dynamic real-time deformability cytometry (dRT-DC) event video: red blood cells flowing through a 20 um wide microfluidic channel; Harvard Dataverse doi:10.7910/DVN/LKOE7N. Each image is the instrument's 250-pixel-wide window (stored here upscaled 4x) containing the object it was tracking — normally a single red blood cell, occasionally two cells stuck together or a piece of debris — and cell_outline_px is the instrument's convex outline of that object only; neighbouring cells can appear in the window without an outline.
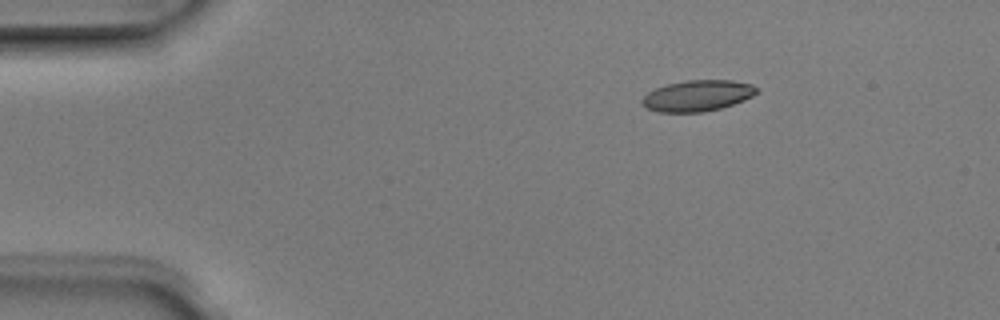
{"species": "Egyptian fruit bat (a non-hibernating species)", "species_latin": "Rousettus aegyptiacus", "temperature_condition": "room temperature", "stored_images_in_passage": 4, "camera_frame_rate_fps": 3000, "um_per_image_px": 0.085, "animal": {"sex": "male"}, "frame": {"image": 1, "passage_image": 2, "time_ms": 0.333, "image_size_px": [1000, 320], "cell_outline_px": [[756, 92], [752, 96], [744, 100], [720, 108], [704, 112], [660, 112], [648, 108], [640, 100], [648, 92], [656, 88], [668, 84], [688, 80], [732, 80], [752, 84], [756, 88]], "centroid_in_image_um": [59.28, 8.13], "position_along_channel_um": 25.7, "area_um2": 20.46}}